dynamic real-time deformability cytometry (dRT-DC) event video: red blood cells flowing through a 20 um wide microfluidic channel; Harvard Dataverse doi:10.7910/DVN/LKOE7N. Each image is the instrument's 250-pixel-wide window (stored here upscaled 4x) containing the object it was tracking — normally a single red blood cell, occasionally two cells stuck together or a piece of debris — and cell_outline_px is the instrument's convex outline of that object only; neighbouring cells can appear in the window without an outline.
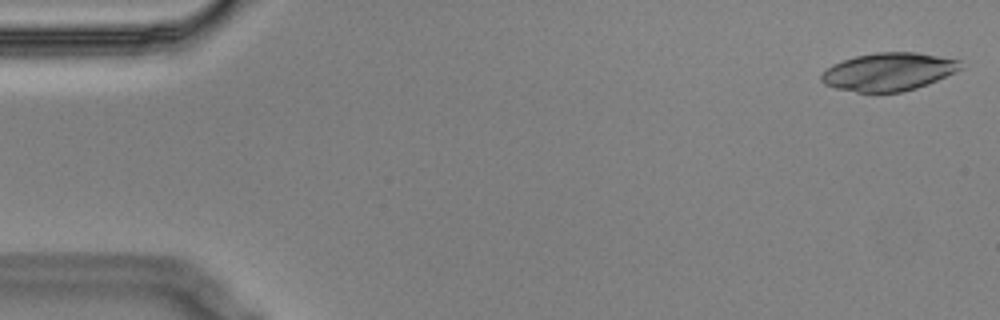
{"species": "Egyptian fruit bat (a non-hibernating species)", "species_latin": "Rousettus aegyptiacus", "temperature_condition": "cold", "stored_images_in_passage": 5, "camera_frame_rate_fps": 3000, "um_per_image_px": 0.085, "animal": {"sex": "male"}, "frame": {"image": 1, "passage_image": 1, "time_ms": 0.0, "image_size_px": [1000, 320], "cell_outline_px": [[960, 68], [936, 80], [916, 88], [900, 92], [856, 92], [836, 88], [824, 84], [820, 80], [820, 76], [832, 64], [856, 56], [876, 52], [916, 52], [960, 60]], "centroid_in_image_um": [75.47, 6.1], "position_along_channel_um": 9.5, "area_um2": 30.35}}
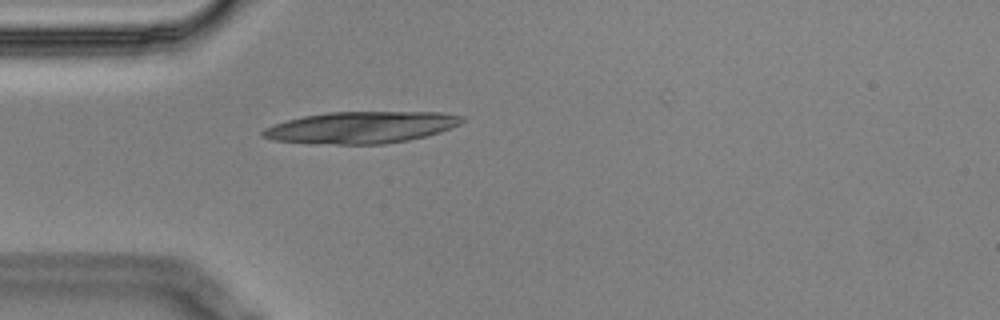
{"frame": {"image": 2, "passage_image": 5, "time_ms": 1.333, "image_size_px": [1000, 320], "cell_outline_px": [[464, 120], [460, 124], [440, 132], [408, 140], [384, 144], [308, 144], [272, 140], [260, 136], [260, 132], [264, 128], [288, 120], [304, 116], [328, 112], [444, 112], [464, 116]], "centroid_in_image_um": [30.68, 10.83], "position_along_channel_um": 54.3, "area_um2": 37.05}}